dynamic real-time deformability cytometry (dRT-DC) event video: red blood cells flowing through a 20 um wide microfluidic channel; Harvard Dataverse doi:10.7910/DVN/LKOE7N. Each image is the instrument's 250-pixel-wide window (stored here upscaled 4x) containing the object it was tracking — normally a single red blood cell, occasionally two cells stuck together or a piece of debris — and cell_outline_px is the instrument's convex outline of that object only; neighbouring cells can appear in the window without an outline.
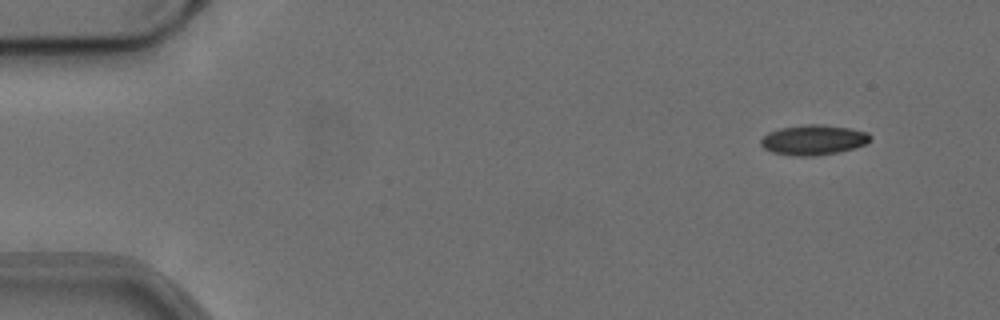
{"species": "common noctule bat (a hibernating species)", "species_latin": "Nyctalus noctula", "temperature_condition": "cold", "stored_images_in_passage": 3, "camera_frame_rate_fps": 3000, "um_per_image_px": 0.085, "animal": {"sex": "female", "body_mass_g": 24.6, "forearm_length_mm": 56.2}, "frame": {"image": 1, "passage_image": 1, "time_ms": 0.0, "image_size_px": [1000, 320], "cell_outline_px": [[872, 140], [864, 144], [852, 148], [836, 152], [816, 156], [796, 156], [772, 152], [764, 148], [760, 144], [760, 140], [768, 132], [780, 128], [808, 124], [816, 124], [848, 128], [868, 132], [872, 136]], "centroid_in_image_um": [69.13, 11.89], "position_along_channel_um": 15.9, "area_um2": 19.02}}